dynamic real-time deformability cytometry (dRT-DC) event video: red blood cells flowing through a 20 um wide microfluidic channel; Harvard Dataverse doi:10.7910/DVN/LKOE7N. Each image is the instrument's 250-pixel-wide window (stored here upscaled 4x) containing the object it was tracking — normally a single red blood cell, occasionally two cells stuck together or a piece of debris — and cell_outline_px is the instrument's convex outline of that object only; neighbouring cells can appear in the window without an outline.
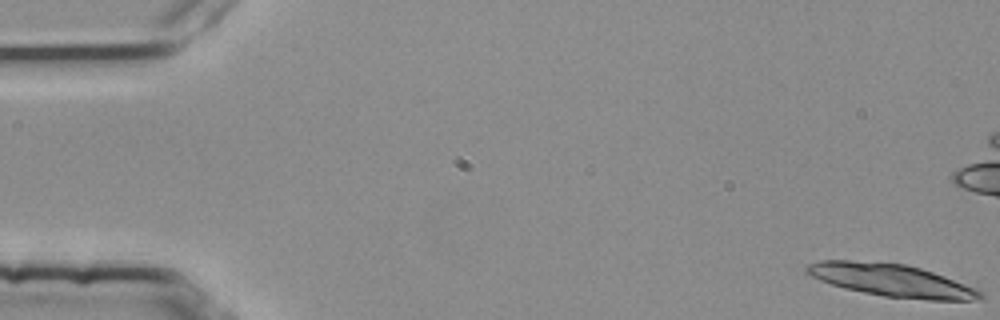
{"species": "common noctule bat (a hibernating species)", "species_latin": "Nyctalus noctula", "temperature_condition": "room temperature", "stored_images_in_passage": 52, "camera_frame_rate_fps": 3000, "um_per_image_px": 0.085, "animal": {"sex": "female", "body_mass_g": 25.1}, "frame": {"image": 1, "passage_image": 1, "time_ms": 0.0, "image_size_px": [1000, 320], "cell_outline_px": [[984, 296], [980, 300], [928, 300], [884, 296], [844, 288], [820, 280], [804, 272], [804, 268], [808, 264], [820, 260], [848, 260], [904, 264], [920, 268], [944, 276], [976, 288]], "centroid_in_image_um": [75.76, 23.82], "position_along_channel_um": 9.2, "area_um2": 32.6}}